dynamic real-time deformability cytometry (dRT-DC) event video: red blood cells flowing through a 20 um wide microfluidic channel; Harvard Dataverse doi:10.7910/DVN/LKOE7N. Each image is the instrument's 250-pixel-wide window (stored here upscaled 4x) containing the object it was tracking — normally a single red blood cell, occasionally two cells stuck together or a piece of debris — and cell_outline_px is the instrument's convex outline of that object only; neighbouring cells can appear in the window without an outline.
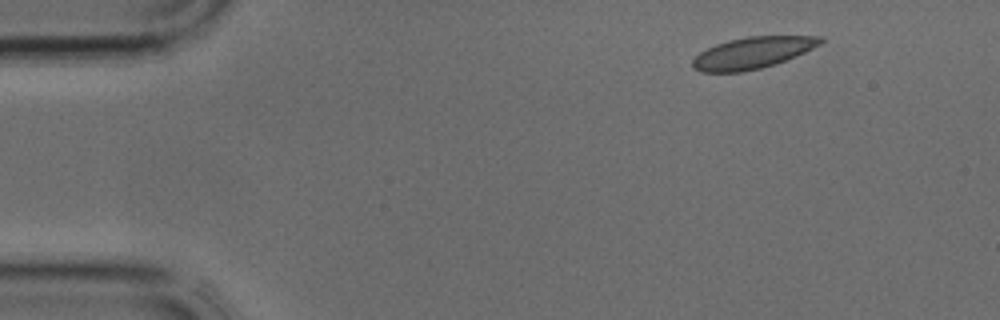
{"species": "common noctule bat (a hibernating species)", "species_latin": "Nyctalus noctula", "temperature_condition": "cold", "stored_images_in_passage": 36, "camera_frame_rate_fps": 3000, "um_per_image_px": 0.085, "animal": {"sex": "male", "body_mass_g": 17.9, "forearm_length_mm": 54.2}, "frame": {"image": 1, "passage_image": 2, "time_ms": 0.333, "image_size_px": [1000, 320], "cell_outline_px": [[824, 40], [820, 44], [796, 56], [776, 64], [744, 72], [700, 72], [692, 68], [692, 60], [700, 52], [716, 44], [728, 40], [748, 36], [824, 36]], "centroid_in_image_um": [63.95, 4.49], "position_along_channel_um": 21.0, "area_um2": 23.52}}
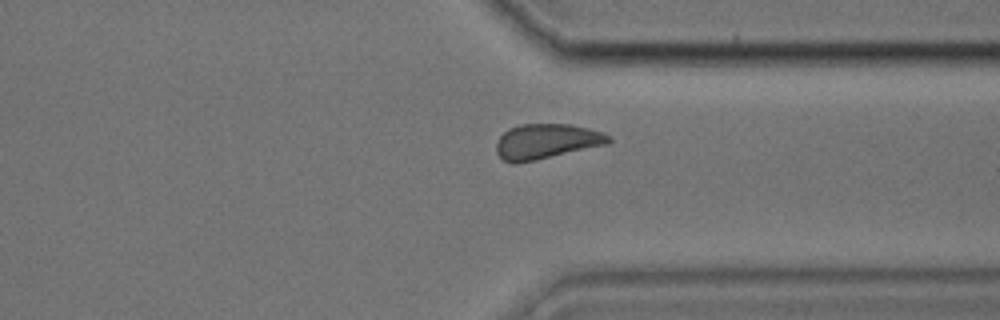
{"frame": {"image": 2, "passage_image": 27, "time_ms": 8.667, "image_size_px": [1000, 320], "cell_outline_px": [[612, 140], [608, 144], [536, 160], [516, 164], [512, 164], [504, 160], [496, 152], [496, 144], [500, 136], [508, 128], [520, 124], [568, 124], [588, 128], [600, 132], [608, 136]], "centroid_in_image_um": [46.41, 12.02], "position_along_channel_um": 365.0, "area_um2": 22.89}}
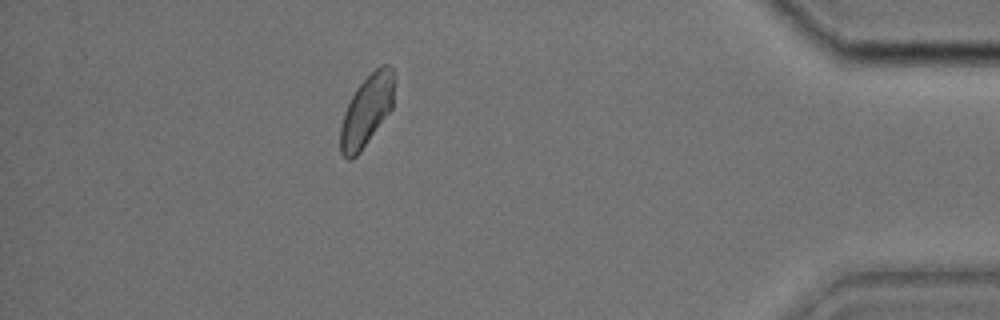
{"frame": {"image": 3, "passage_image": 32, "time_ms": 10.333, "image_size_px": [1000, 320], "cell_outline_px": [[396, 80], [392, 108], [360, 152], [352, 160], [348, 160], [340, 152], [340, 128], [344, 112], [356, 88], [380, 64], [388, 64], [392, 68], [396, 76]], "centroid_in_image_um": [31.19, 9.37], "position_along_channel_um": 404.0, "area_um2": 22.43}}